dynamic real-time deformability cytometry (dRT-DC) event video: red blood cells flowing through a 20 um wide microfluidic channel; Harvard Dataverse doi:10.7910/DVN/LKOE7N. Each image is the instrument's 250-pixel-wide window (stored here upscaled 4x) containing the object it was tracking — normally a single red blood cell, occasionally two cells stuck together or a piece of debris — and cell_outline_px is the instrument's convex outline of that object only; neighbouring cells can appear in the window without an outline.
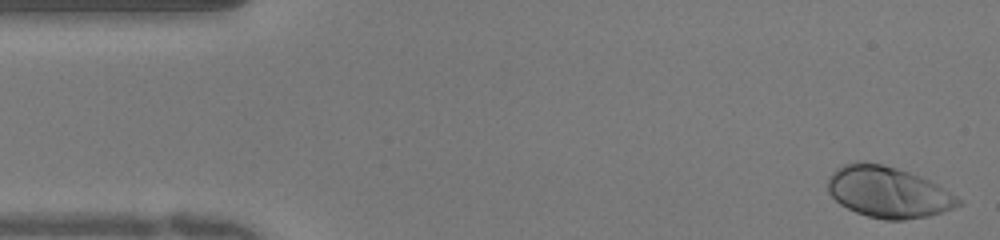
{"species": "human", "species_latin": "Homo sapiens", "temperature_condition": "warm", "stored_images_in_passage": 49, "camera_frame_rate_fps": 3000, "um_per_image_px": 0.085, "donor": {"sex": "female"}, "frame": {"image": 1, "passage_image": 1, "time_ms": 0.0, "image_size_px": [1000, 240], "cell_outline_px": [[964, 204], [928, 216], [904, 220], [884, 220], [868, 216], [856, 212], [840, 204], [828, 192], [828, 180], [832, 172], [836, 168], [844, 164], [856, 160], [864, 160], [896, 168], [920, 176], [936, 184], [956, 196]], "centroid_in_image_um": [75.45, 16.32], "position_along_channel_um": 9.5, "area_um2": 38.73}}
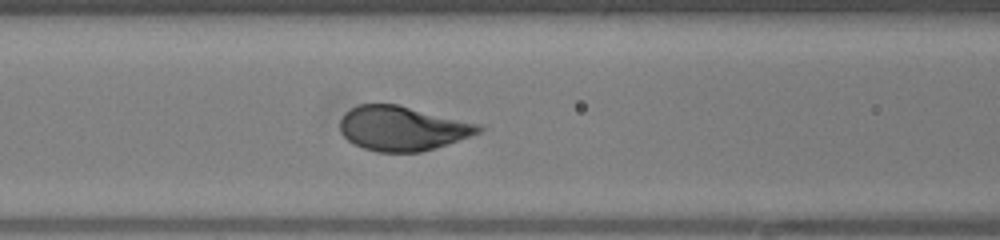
{"frame": {"image": 2, "passage_image": 19, "time_ms": 6.0, "image_size_px": [1000, 240], "cell_outline_px": [[484, 128], [480, 132], [420, 152], [376, 152], [352, 144], [340, 132], [340, 120], [344, 112], [360, 104], [396, 104], [484, 124]], "centroid_in_image_um": [34.18, 10.9], "position_along_channel_um": 132.4, "area_um2": 35.89}}
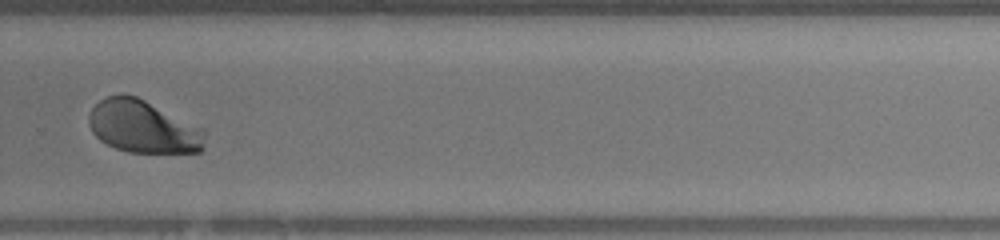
{"frame": {"image": 3, "passage_image": 33, "time_ms": 10.667, "image_size_px": [1000, 240], "cell_outline_px": [[204, 148], [200, 152], [128, 152], [116, 148], [100, 140], [92, 132], [88, 124], [88, 116], [92, 108], [100, 100], [108, 96], [124, 92], [136, 96], [204, 128]], "centroid_in_image_um": [12.15, 10.75], "position_along_channel_um": 317.7, "area_um2": 35.66}, "authors_computed_cell_mechanics": {"area_um2": 36.5296, "velocity_mm_per_s": 3.9728, "shape_relaxation_time_tau1_ms": 1.973, "shape_relaxation_time_tau2_ms": null, "deformation_change_tau1": 0.1559, "deformation_change_tau2": null}}